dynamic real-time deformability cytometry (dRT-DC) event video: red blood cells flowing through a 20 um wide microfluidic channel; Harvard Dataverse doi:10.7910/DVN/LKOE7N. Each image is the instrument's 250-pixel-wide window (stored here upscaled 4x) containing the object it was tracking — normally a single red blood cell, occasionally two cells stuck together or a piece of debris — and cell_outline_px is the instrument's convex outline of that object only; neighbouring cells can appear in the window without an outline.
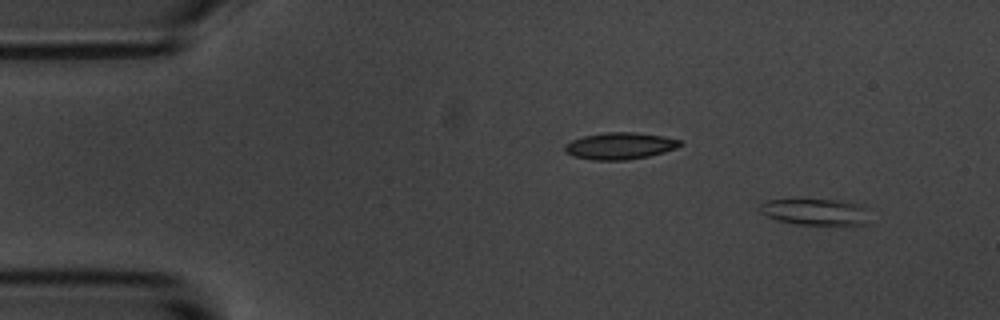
{"species": "common noctule bat (a hibernating species)", "species_latin": "Nyctalus noctula", "temperature_condition": "room temperature", "stored_images_in_passage": 4, "camera_frame_rate_fps": 3000, "um_per_image_px": 0.085, "animal": {"sex": "male", "body_mass_g": 20.1, "forearm_length_mm": 53.5}, "frame": {"image": 1, "passage_image": 1, "time_ms": 0.0, "image_size_px": [1000, 320], "cell_outline_px": [[868, 224], [852, 228], [844, 228], [796, 224], [776, 220], [760, 212], [756, 208], [764, 200], [800, 196], [836, 200], [860, 204]], "centroid_in_image_um": [69.23, 18.01], "position_along_channel_um": 15.8, "area_um2": 18.61}}
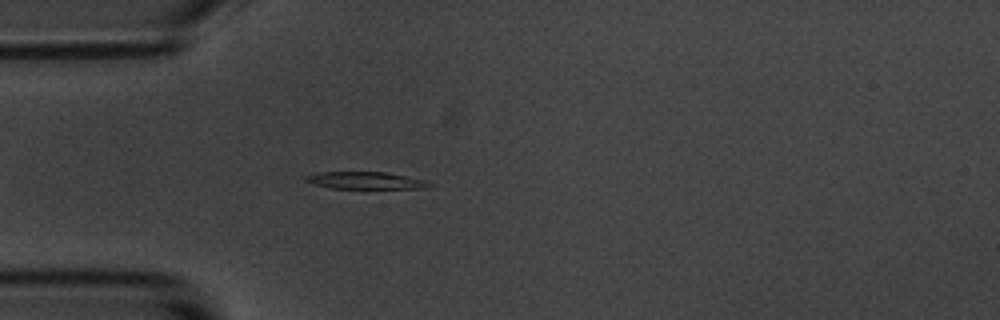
{"frame": {"image": 2, "passage_image": 4, "time_ms": 3.667, "image_size_px": [1000, 320], "cell_outline_px": [[436, 184], [432, 188], [332, 188], [316, 184], [304, 180], [304, 176], [320, 172], [384, 172], [428, 180]], "centroid_in_image_um": [31.19, 15.34], "position_along_channel_um": 53.8, "area_um2": 12.37}}